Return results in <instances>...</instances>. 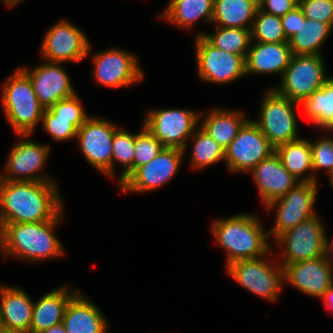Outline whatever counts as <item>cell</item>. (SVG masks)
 Returning a JSON list of instances; mask_svg holds the SVG:
<instances>
[{
	"mask_svg": "<svg viewBox=\"0 0 333 333\" xmlns=\"http://www.w3.org/2000/svg\"><path fill=\"white\" fill-rule=\"evenodd\" d=\"M57 184L0 180V226L53 220L65 209Z\"/></svg>",
	"mask_w": 333,
	"mask_h": 333,
	"instance_id": "cell-1",
	"label": "cell"
},
{
	"mask_svg": "<svg viewBox=\"0 0 333 333\" xmlns=\"http://www.w3.org/2000/svg\"><path fill=\"white\" fill-rule=\"evenodd\" d=\"M62 210L53 220L36 223L2 224L0 226V253L20 261L39 263L64 257L66 252L56 236L62 222Z\"/></svg>",
	"mask_w": 333,
	"mask_h": 333,
	"instance_id": "cell-2",
	"label": "cell"
},
{
	"mask_svg": "<svg viewBox=\"0 0 333 333\" xmlns=\"http://www.w3.org/2000/svg\"><path fill=\"white\" fill-rule=\"evenodd\" d=\"M263 224L252 213L234 214L211 222L215 244L226 252L225 266L237 260L263 257L275 249Z\"/></svg>",
	"mask_w": 333,
	"mask_h": 333,
	"instance_id": "cell-3",
	"label": "cell"
},
{
	"mask_svg": "<svg viewBox=\"0 0 333 333\" xmlns=\"http://www.w3.org/2000/svg\"><path fill=\"white\" fill-rule=\"evenodd\" d=\"M1 85L0 103L11 129L17 135H33L42 122L44 108L30 78L17 67Z\"/></svg>",
	"mask_w": 333,
	"mask_h": 333,
	"instance_id": "cell-4",
	"label": "cell"
},
{
	"mask_svg": "<svg viewBox=\"0 0 333 333\" xmlns=\"http://www.w3.org/2000/svg\"><path fill=\"white\" fill-rule=\"evenodd\" d=\"M273 252L255 259L234 261L225 271L247 292L275 303L284 286V270Z\"/></svg>",
	"mask_w": 333,
	"mask_h": 333,
	"instance_id": "cell-5",
	"label": "cell"
},
{
	"mask_svg": "<svg viewBox=\"0 0 333 333\" xmlns=\"http://www.w3.org/2000/svg\"><path fill=\"white\" fill-rule=\"evenodd\" d=\"M265 90L258 117L252 120L274 148L301 138L295 112L300 104L279 95L272 87Z\"/></svg>",
	"mask_w": 333,
	"mask_h": 333,
	"instance_id": "cell-6",
	"label": "cell"
},
{
	"mask_svg": "<svg viewBox=\"0 0 333 333\" xmlns=\"http://www.w3.org/2000/svg\"><path fill=\"white\" fill-rule=\"evenodd\" d=\"M326 226L320 216L302 221L275 239L280 256L276 255L278 262L284 267L288 264L325 256Z\"/></svg>",
	"mask_w": 333,
	"mask_h": 333,
	"instance_id": "cell-7",
	"label": "cell"
},
{
	"mask_svg": "<svg viewBox=\"0 0 333 333\" xmlns=\"http://www.w3.org/2000/svg\"><path fill=\"white\" fill-rule=\"evenodd\" d=\"M91 43L86 57H91L92 78L97 85L121 89L143 81L145 75L137 55L125 49L110 47L91 56Z\"/></svg>",
	"mask_w": 333,
	"mask_h": 333,
	"instance_id": "cell-8",
	"label": "cell"
},
{
	"mask_svg": "<svg viewBox=\"0 0 333 333\" xmlns=\"http://www.w3.org/2000/svg\"><path fill=\"white\" fill-rule=\"evenodd\" d=\"M318 188V182H299L283 197L264 207L268 213L275 212L273 227L268 229L269 238H273L274 241L285 231L317 214L315 205L319 194Z\"/></svg>",
	"mask_w": 333,
	"mask_h": 333,
	"instance_id": "cell-9",
	"label": "cell"
},
{
	"mask_svg": "<svg viewBox=\"0 0 333 333\" xmlns=\"http://www.w3.org/2000/svg\"><path fill=\"white\" fill-rule=\"evenodd\" d=\"M323 55H292L279 85L272 88L281 96L301 104L330 78Z\"/></svg>",
	"mask_w": 333,
	"mask_h": 333,
	"instance_id": "cell-10",
	"label": "cell"
},
{
	"mask_svg": "<svg viewBox=\"0 0 333 333\" xmlns=\"http://www.w3.org/2000/svg\"><path fill=\"white\" fill-rule=\"evenodd\" d=\"M18 136L20 140L11 146L0 180L57 182L43 171L51 154L50 145L31 140L29 134Z\"/></svg>",
	"mask_w": 333,
	"mask_h": 333,
	"instance_id": "cell-11",
	"label": "cell"
},
{
	"mask_svg": "<svg viewBox=\"0 0 333 333\" xmlns=\"http://www.w3.org/2000/svg\"><path fill=\"white\" fill-rule=\"evenodd\" d=\"M199 114V110L190 108H152L142 123L164 147L183 150L199 126Z\"/></svg>",
	"mask_w": 333,
	"mask_h": 333,
	"instance_id": "cell-12",
	"label": "cell"
},
{
	"mask_svg": "<svg viewBox=\"0 0 333 333\" xmlns=\"http://www.w3.org/2000/svg\"><path fill=\"white\" fill-rule=\"evenodd\" d=\"M197 76L212 84H230L246 77V61L243 56L214 47L203 35L194 36Z\"/></svg>",
	"mask_w": 333,
	"mask_h": 333,
	"instance_id": "cell-13",
	"label": "cell"
},
{
	"mask_svg": "<svg viewBox=\"0 0 333 333\" xmlns=\"http://www.w3.org/2000/svg\"><path fill=\"white\" fill-rule=\"evenodd\" d=\"M120 126L99 116H90L78 129L77 145L85 160L101 174L112 178V143Z\"/></svg>",
	"mask_w": 333,
	"mask_h": 333,
	"instance_id": "cell-14",
	"label": "cell"
},
{
	"mask_svg": "<svg viewBox=\"0 0 333 333\" xmlns=\"http://www.w3.org/2000/svg\"><path fill=\"white\" fill-rule=\"evenodd\" d=\"M275 152V148L250 118L240 127L237 136L225 149L226 170L248 174L257 164Z\"/></svg>",
	"mask_w": 333,
	"mask_h": 333,
	"instance_id": "cell-15",
	"label": "cell"
},
{
	"mask_svg": "<svg viewBox=\"0 0 333 333\" xmlns=\"http://www.w3.org/2000/svg\"><path fill=\"white\" fill-rule=\"evenodd\" d=\"M185 159L183 150L164 147L147 164L138 167L120 186L123 193L143 194L166 186L177 175Z\"/></svg>",
	"mask_w": 333,
	"mask_h": 333,
	"instance_id": "cell-16",
	"label": "cell"
},
{
	"mask_svg": "<svg viewBox=\"0 0 333 333\" xmlns=\"http://www.w3.org/2000/svg\"><path fill=\"white\" fill-rule=\"evenodd\" d=\"M43 37L39 54L44 61L78 63L87 58L90 40L83 30L68 19L57 21Z\"/></svg>",
	"mask_w": 333,
	"mask_h": 333,
	"instance_id": "cell-17",
	"label": "cell"
},
{
	"mask_svg": "<svg viewBox=\"0 0 333 333\" xmlns=\"http://www.w3.org/2000/svg\"><path fill=\"white\" fill-rule=\"evenodd\" d=\"M64 64L42 60L32 69L27 66L20 68L30 78L39 104L44 109L77 93Z\"/></svg>",
	"mask_w": 333,
	"mask_h": 333,
	"instance_id": "cell-18",
	"label": "cell"
},
{
	"mask_svg": "<svg viewBox=\"0 0 333 333\" xmlns=\"http://www.w3.org/2000/svg\"><path fill=\"white\" fill-rule=\"evenodd\" d=\"M283 270L284 285L319 300L333 284V269L326 256L288 264Z\"/></svg>",
	"mask_w": 333,
	"mask_h": 333,
	"instance_id": "cell-19",
	"label": "cell"
},
{
	"mask_svg": "<svg viewBox=\"0 0 333 333\" xmlns=\"http://www.w3.org/2000/svg\"><path fill=\"white\" fill-rule=\"evenodd\" d=\"M263 206L283 197L299 180L282 165L276 152L257 164L250 172Z\"/></svg>",
	"mask_w": 333,
	"mask_h": 333,
	"instance_id": "cell-20",
	"label": "cell"
},
{
	"mask_svg": "<svg viewBox=\"0 0 333 333\" xmlns=\"http://www.w3.org/2000/svg\"><path fill=\"white\" fill-rule=\"evenodd\" d=\"M98 306L81 292L69 301L62 321L67 333H107L110 323Z\"/></svg>",
	"mask_w": 333,
	"mask_h": 333,
	"instance_id": "cell-21",
	"label": "cell"
},
{
	"mask_svg": "<svg viewBox=\"0 0 333 333\" xmlns=\"http://www.w3.org/2000/svg\"><path fill=\"white\" fill-rule=\"evenodd\" d=\"M292 55L288 42L264 43L252 41L245 59L246 76L279 74L280 80L289 66Z\"/></svg>",
	"mask_w": 333,
	"mask_h": 333,
	"instance_id": "cell-22",
	"label": "cell"
},
{
	"mask_svg": "<svg viewBox=\"0 0 333 333\" xmlns=\"http://www.w3.org/2000/svg\"><path fill=\"white\" fill-rule=\"evenodd\" d=\"M34 300L23 288L0 284L2 328L30 333Z\"/></svg>",
	"mask_w": 333,
	"mask_h": 333,
	"instance_id": "cell-23",
	"label": "cell"
},
{
	"mask_svg": "<svg viewBox=\"0 0 333 333\" xmlns=\"http://www.w3.org/2000/svg\"><path fill=\"white\" fill-rule=\"evenodd\" d=\"M68 285L55 288L34 301L30 333H41L62 323L70 299L78 292L73 285Z\"/></svg>",
	"mask_w": 333,
	"mask_h": 333,
	"instance_id": "cell-24",
	"label": "cell"
},
{
	"mask_svg": "<svg viewBox=\"0 0 333 333\" xmlns=\"http://www.w3.org/2000/svg\"><path fill=\"white\" fill-rule=\"evenodd\" d=\"M245 114V110H231L213 106L206 113L200 112L199 126L226 149L237 136L240 127L248 119Z\"/></svg>",
	"mask_w": 333,
	"mask_h": 333,
	"instance_id": "cell-25",
	"label": "cell"
},
{
	"mask_svg": "<svg viewBox=\"0 0 333 333\" xmlns=\"http://www.w3.org/2000/svg\"><path fill=\"white\" fill-rule=\"evenodd\" d=\"M159 18L184 30H192L195 23H212L214 0H170Z\"/></svg>",
	"mask_w": 333,
	"mask_h": 333,
	"instance_id": "cell-26",
	"label": "cell"
},
{
	"mask_svg": "<svg viewBox=\"0 0 333 333\" xmlns=\"http://www.w3.org/2000/svg\"><path fill=\"white\" fill-rule=\"evenodd\" d=\"M284 168L299 182H314L311 140L301 137L275 148Z\"/></svg>",
	"mask_w": 333,
	"mask_h": 333,
	"instance_id": "cell-27",
	"label": "cell"
},
{
	"mask_svg": "<svg viewBox=\"0 0 333 333\" xmlns=\"http://www.w3.org/2000/svg\"><path fill=\"white\" fill-rule=\"evenodd\" d=\"M332 28L323 22L306 19L301 11V25L298 31L288 39L293 55H323V44L326 43Z\"/></svg>",
	"mask_w": 333,
	"mask_h": 333,
	"instance_id": "cell-28",
	"label": "cell"
},
{
	"mask_svg": "<svg viewBox=\"0 0 333 333\" xmlns=\"http://www.w3.org/2000/svg\"><path fill=\"white\" fill-rule=\"evenodd\" d=\"M258 0H214L212 23L220 27L251 28Z\"/></svg>",
	"mask_w": 333,
	"mask_h": 333,
	"instance_id": "cell-29",
	"label": "cell"
},
{
	"mask_svg": "<svg viewBox=\"0 0 333 333\" xmlns=\"http://www.w3.org/2000/svg\"><path fill=\"white\" fill-rule=\"evenodd\" d=\"M311 125L327 132L333 131V76L301 104Z\"/></svg>",
	"mask_w": 333,
	"mask_h": 333,
	"instance_id": "cell-30",
	"label": "cell"
},
{
	"mask_svg": "<svg viewBox=\"0 0 333 333\" xmlns=\"http://www.w3.org/2000/svg\"><path fill=\"white\" fill-rule=\"evenodd\" d=\"M189 145L192 146L190 151V166L193 171L204 170L218 162L225 161V149L210 137L200 126L195 129L186 143V146L183 149L184 156H186Z\"/></svg>",
	"mask_w": 333,
	"mask_h": 333,
	"instance_id": "cell-31",
	"label": "cell"
},
{
	"mask_svg": "<svg viewBox=\"0 0 333 333\" xmlns=\"http://www.w3.org/2000/svg\"><path fill=\"white\" fill-rule=\"evenodd\" d=\"M215 27L212 33L200 31L194 36L203 35L214 47L246 59L252 42L251 28Z\"/></svg>",
	"mask_w": 333,
	"mask_h": 333,
	"instance_id": "cell-32",
	"label": "cell"
},
{
	"mask_svg": "<svg viewBox=\"0 0 333 333\" xmlns=\"http://www.w3.org/2000/svg\"><path fill=\"white\" fill-rule=\"evenodd\" d=\"M134 148L135 133L120 126L115 131L112 143V180H115V165L119 164L122 168L117 180L118 187L133 173Z\"/></svg>",
	"mask_w": 333,
	"mask_h": 333,
	"instance_id": "cell-33",
	"label": "cell"
},
{
	"mask_svg": "<svg viewBox=\"0 0 333 333\" xmlns=\"http://www.w3.org/2000/svg\"><path fill=\"white\" fill-rule=\"evenodd\" d=\"M251 38L254 42L281 43L288 42L281 17L268 14L259 8L251 26Z\"/></svg>",
	"mask_w": 333,
	"mask_h": 333,
	"instance_id": "cell-34",
	"label": "cell"
},
{
	"mask_svg": "<svg viewBox=\"0 0 333 333\" xmlns=\"http://www.w3.org/2000/svg\"><path fill=\"white\" fill-rule=\"evenodd\" d=\"M135 133V148L133 156V172L140 166L154 159L164 148L162 143L143 125Z\"/></svg>",
	"mask_w": 333,
	"mask_h": 333,
	"instance_id": "cell-35",
	"label": "cell"
},
{
	"mask_svg": "<svg viewBox=\"0 0 333 333\" xmlns=\"http://www.w3.org/2000/svg\"><path fill=\"white\" fill-rule=\"evenodd\" d=\"M41 123L42 130L56 142L77 138L78 129L73 125V118L57 117L47 108L43 111Z\"/></svg>",
	"mask_w": 333,
	"mask_h": 333,
	"instance_id": "cell-36",
	"label": "cell"
},
{
	"mask_svg": "<svg viewBox=\"0 0 333 333\" xmlns=\"http://www.w3.org/2000/svg\"><path fill=\"white\" fill-rule=\"evenodd\" d=\"M314 182H320L316 173L324 170L328 178L333 174V136H325L311 141Z\"/></svg>",
	"mask_w": 333,
	"mask_h": 333,
	"instance_id": "cell-37",
	"label": "cell"
},
{
	"mask_svg": "<svg viewBox=\"0 0 333 333\" xmlns=\"http://www.w3.org/2000/svg\"><path fill=\"white\" fill-rule=\"evenodd\" d=\"M57 117L73 118V125L79 129L91 116L84 109L78 92L66 99L59 100L49 108Z\"/></svg>",
	"mask_w": 333,
	"mask_h": 333,
	"instance_id": "cell-38",
	"label": "cell"
},
{
	"mask_svg": "<svg viewBox=\"0 0 333 333\" xmlns=\"http://www.w3.org/2000/svg\"><path fill=\"white\" fill-rule=\"evenodd\" d=\"M306 19L328 24L333 29V0H298Z\"/></svg>",
	"mask_w": 333,
	"mask_h": 333,
	"instance_id": "cell-39",
	"label": "cell"
},
{
	"mask_svg": "<svg viewBox=\"0 0 333 333\" xmlns=\"http://www.w3.org/2000/svg\"><path fill=\"white\" fill-rule=\"evenodd\" d=\"M258 6L265 13L283 17L298 6V0H258Z\"/></svg>",
	"mask_w": 333,
	"mask_h": 333,
	"instance_id": "cell-40",
	"label": "cell"
},
{
	"mask_svg": "<svg viewBox=\"0 0 333 333\" xmlns=\"http://www.w3.org/2000/svg\"><path fill=\"white\" fill-rule=\"evenodd\" d=\"M281 20L285 36L289 39L298 31V28L301 25V9L299 6H296L293 10L281 17Z\"/></svg>",
	"mask_w": 333,
	"mask_h": 333,
	"instance_id": "cell-41",
	"label": "cell"
},
{
	"mask_svg": "<svg viewBox=\"0 0 333 333\" xmlns=\"http://www.w3.org/2000/svg\"><path fill=\"white\" fill-rule=\"evenodd\" d=\"M323 306L329 310V312L333 313V284L326 290L324 295L321 297Z\"/></svg>",
	"mask_w": 333,
	"mask_h": 333,
	"instance_id": "cell-42",
	"label": "cell"
},
{
	"mask_svg": "<svg viewBox=\"0 0 333 333\" xmlns=\"http://www.w3.org/2000/svg\"><path fill=\"white\" fill-rule=\"evenodd\" d=\"M325 256H326L330 266L333 269V239L330 240V237L328 236V234H327V239H326Z\"/></svg>",
	"mask_w": 333,
	"mask_h": 333,
	"instance_id": "cell-43",
	"label": "cell"
},
{
	"mask_svg": "<svg viewBox=\"0 0 333 333\" xmlns=\"http://www.w3.org/2000/svg\"><path fill=\"white\" fill-rule=\"evenodd\" d=\"M41 333H67L63 324L54 325Z\"/></svg>",
	"mask_w": 333,
	"mask_h": 333,
	"instance_id": "cell-44",
	"label": "cell"
},
{
	"mask_svg": "<svg viewBox=\"0 0 333 333\" xmlns=\"http://www.w3.org/2000/svg\"><path fill=\"white\" fill-rule=\"evenodd\" d=\"M1 1L4 2V4L6 5V7L14 8L18 4L20 5V3L23 2V1H25V0H1Z\"/></svg>",
	"mask_w": 333,
	"mask_h": 333,
	"instance_id": "cell-45",
	"label": "cell"
},
{
	"mask_svg": "<svg viewBox=\"0 0 333 333\" xmlns=\"http://www.w3.org/2000/svg\"><path fill=\"white\" fill-rule=\"evenodd\" d=\"M0 333H23V332H20V331H17V330H12V329L2 328L0 330Z\"/></svg>",
	"mask_w": 333,
	"mask_h": 333,
	"instance_id": "cell-46",
	"label": "cell"
},
{
	"mask_svg": "<svg viewBox=\"0 0 333 333\" xmlns=\"http://www.w3.org/2000/svg\"><path fill=\"white\" fill-rule=\"evenodd\" d=\"M329 185L333 188V174L329 177Z\"/></svg>",
	"mask_w": 333,
	"mask_h": 333,
	"instance_id": "cell-47",
	"label": "cell"
}]
</instances>
